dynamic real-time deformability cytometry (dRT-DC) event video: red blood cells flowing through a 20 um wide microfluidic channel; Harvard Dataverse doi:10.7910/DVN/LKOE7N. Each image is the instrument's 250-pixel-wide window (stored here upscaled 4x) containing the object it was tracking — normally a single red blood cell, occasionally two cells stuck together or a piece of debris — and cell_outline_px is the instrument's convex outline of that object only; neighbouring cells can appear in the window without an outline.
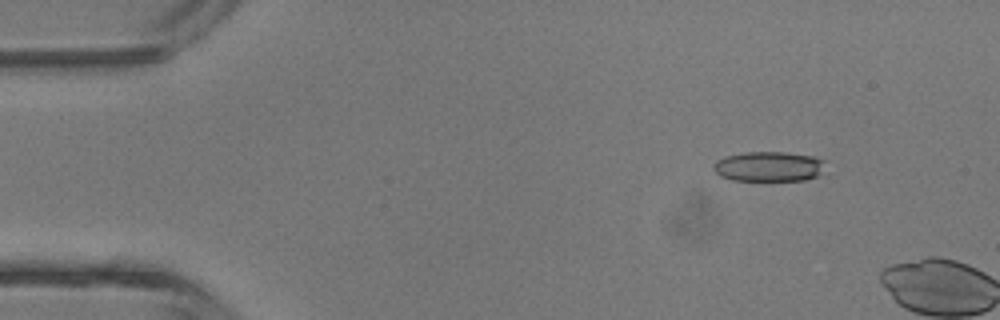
{"species": "common noctule bat (a hibernating species)", "species_latin": "Nyctalus noctula", "temperature_condition": "room temperature", "stored_images_in_passage": 3, "camera_frame_rate_fps": 3000, "um_per_image_px": 0.085, "animal": {"sex": "male", "body_mass_g": 13.3}, "frame": {"image": 1, "passage_image": 2, "time_ms": 1.0, "image_size_px": [1000, 320], "cell_outline_px": [[828, 160], [820, 176], [804, 180], [732, 180], [720, 176], [712, 168], [712, 164], [716, 160], [724, 156], [744, 152], [784, 152], [812, 156]], "centroid_in_image_um": [65.37, 14.14], "position_along_channel_um": 19.6, "area_um2": 19.88}}